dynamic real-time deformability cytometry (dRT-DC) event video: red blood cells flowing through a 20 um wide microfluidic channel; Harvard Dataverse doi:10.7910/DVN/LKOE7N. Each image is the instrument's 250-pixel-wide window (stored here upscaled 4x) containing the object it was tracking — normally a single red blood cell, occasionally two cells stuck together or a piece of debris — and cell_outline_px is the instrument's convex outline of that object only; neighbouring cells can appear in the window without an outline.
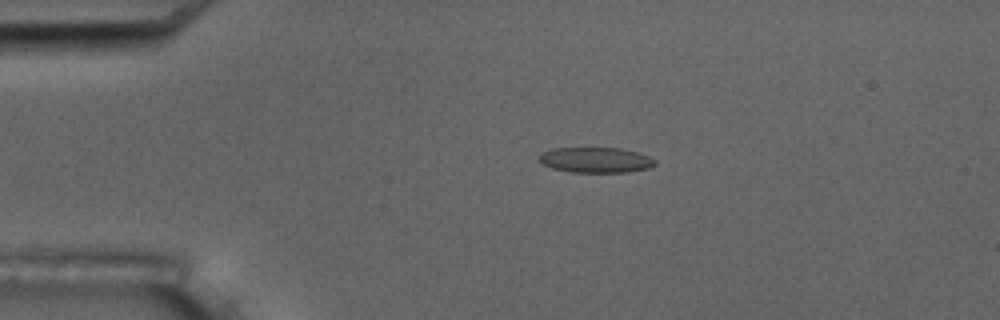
{"species": "common noctule bat (a hibernating species)", "species_latin": "Nyctalus noctula", "temperature_condition": "room temperature", "stored_images_in_passage": 53, "camera_frame_rate_fps": 3000, "um_per_image_px": 0.085, "animal": {"sex": "male", "body_mass_g": 17.5, "forearm_length_mm": 52.3}, "frame": {"image": 1, "passage_image": 10, "time_ms": 3.0, "image_size_px": [1000, 320], "cell_outline_px": [[656, 164], [648, 168], [628, 172], [572, 172], [552, 168], [544, 164], [540, 160], [540, 156], [544, 152], [552, 148], [620, 148], [636, 152], [648, 156], [656, 160]], "centroid_in_image_um": [50.67, 13.6], "position_along_channel_um": 34.3, "area_um2": 16.94}}
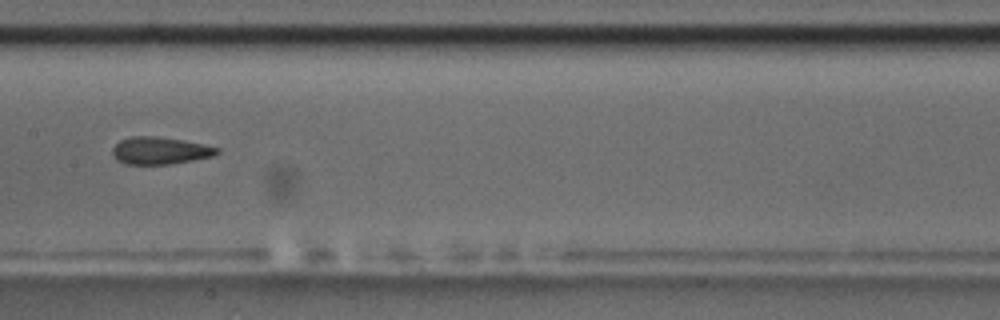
{"frame": {"image": 2, "passage_image": 26, "time_ms": 8.333, "image_size_px": [1000, 320], "cell_outline_px": [[220, 152], [212, 156], [192, 160], [168, 164], [124, 164], [116, 160], [112, 152], [112, 148], [120, 140], [132, 136], [156, 136], [184, 140], [204, 144], [220, 148]], "centroid_in_image_um": [13.59, 12.8], "position_along_channel_um": 193.8, "area_um2": 16.65}}
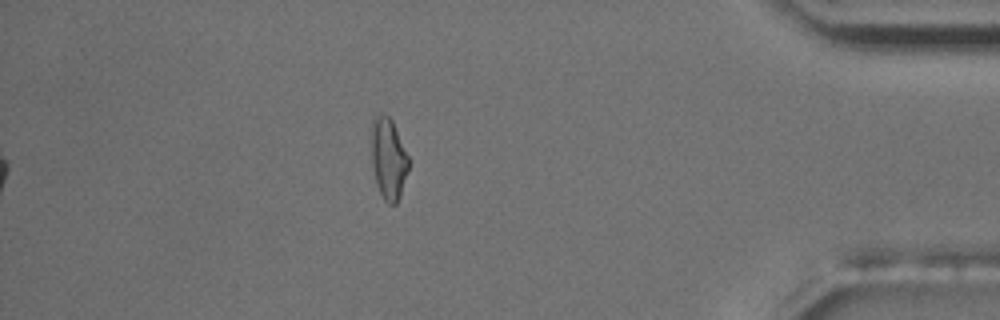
{"frame": {"image": 3, "passage_image": 46, "time_ms": 15.0, "image_size_px": [1000, 320], "cell_outline_px": [[408, 168], [396, 204], [388, 204], [384, 200], [380, 192], [376, 180], [372, 164], [372, 116], [376, 112], [388, 116], [392, 120], [408, 156]], "centroid_in_image_um": [32.99, 13.42], "position_along_channel_um": 402.2, "area_um2": 17.22}, "authors_computed_cell_mechanics": {"area_um2": 17.051, "velocity_mm_per_s": 3.7392, "shape_relaxation_time_tau1_ms": null, "shape_relaxation_time_tau2_ms": 2.808, "deformation_change_tau1": null, "deformation_change_tau2": 0.1031}}